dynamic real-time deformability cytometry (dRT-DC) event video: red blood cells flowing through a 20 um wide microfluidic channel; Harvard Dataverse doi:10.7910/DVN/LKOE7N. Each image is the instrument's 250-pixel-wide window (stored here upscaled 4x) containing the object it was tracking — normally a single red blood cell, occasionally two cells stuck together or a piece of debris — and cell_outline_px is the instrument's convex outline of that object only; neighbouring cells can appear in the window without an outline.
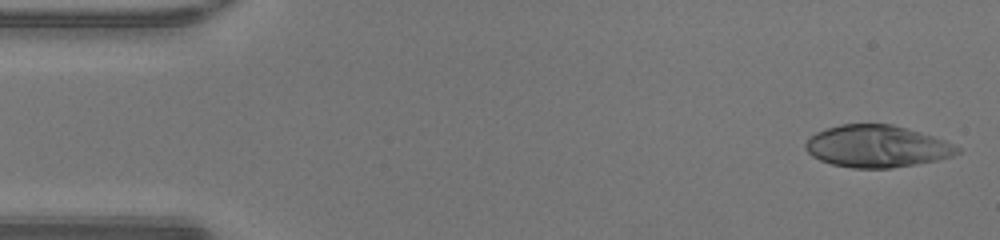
{"species": "human", "species_latin": "Homo sapiens", "temperature_condition": "warm", "stored_images_in_passage": 36, "camera_frame_rate_fps": 3000, "um_per_image_px": 0.085, "donor": {"sex": "male"}, "frame": {"image": 1, "passage_image": 1, "time_ms": 0.0, "image_size_px": [1000, 240], "cell_outline_px": [[960, 152], [952, 156], [940, 160], [888, 168], [852, 168], [832, 164], [820, 160], [812, 156], [804, 148], [804, 144], [816, 132], [840, 124], [892, 124], [932, 136], [944, 140], [960, 148]], "centroid_in_image_um": [74.52, 12.44], "position_along_channel_um": 10.5, "area_um2": 36.93}}
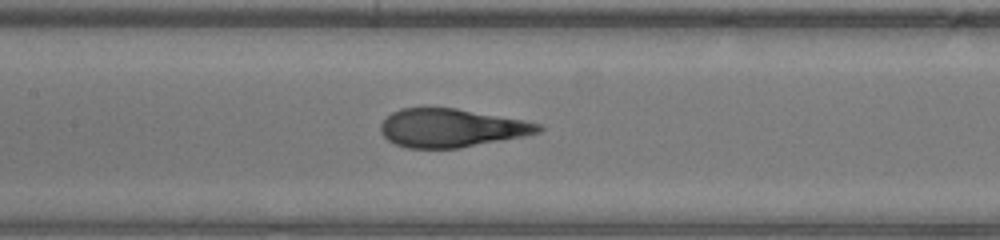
{"frame": {"image": 2, "passage_image": 21, "time_ms": 6.667, "image_size_px": [1000, 240], "cell_outline_px": [[544, 128], [540, 132], [524, 136], [460, 148], [408, 148], [396, 144], [388, 140], [380, 132], [380, 124], [392, 112], [400, 108], [456, 108], [524, 120], [540, 124]], "centroid_in_image_um": [38.36, 10.88], "position_along_channel_um": 169.0, "area_um2": 35.2}}
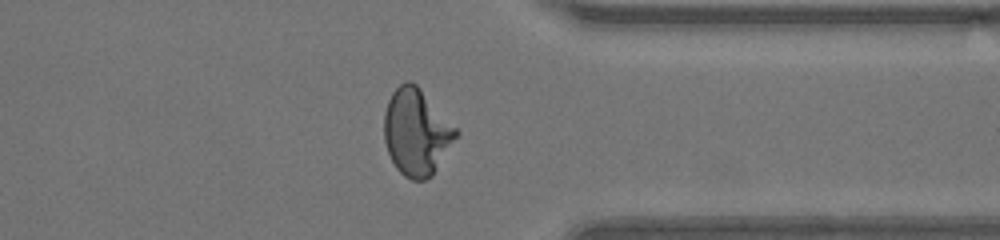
{"frame": {"image": 3, "passage_image": 36, "time_ms": 11.667, "image_size_px": [1000, 240], "cell_outline_px": [[460, 132], [432, 176], [424, 180], [412, 180], [404, 176], [396, 168], [388, 152], [384, 140], [384, 112], [388, 100], [392, 92], [400, 84], [408, 80], [412, 80], [420, 88]], "centroid_in_image_um": [35.39, 11.23], "position_along_channel_um": 376.0, "area_um2": 36.13}, "authors_computed_cell_mechanics": {"area_um2": 36.1539, "velocity_mm_per_s": 4.2929, "shape_relaxation_time_tau1_ms": 6.0102, "shape_relaxation_time_tau2_ms": null, "deformation_change_tau1": 0.3232, "deformation_change_tau2": null}}